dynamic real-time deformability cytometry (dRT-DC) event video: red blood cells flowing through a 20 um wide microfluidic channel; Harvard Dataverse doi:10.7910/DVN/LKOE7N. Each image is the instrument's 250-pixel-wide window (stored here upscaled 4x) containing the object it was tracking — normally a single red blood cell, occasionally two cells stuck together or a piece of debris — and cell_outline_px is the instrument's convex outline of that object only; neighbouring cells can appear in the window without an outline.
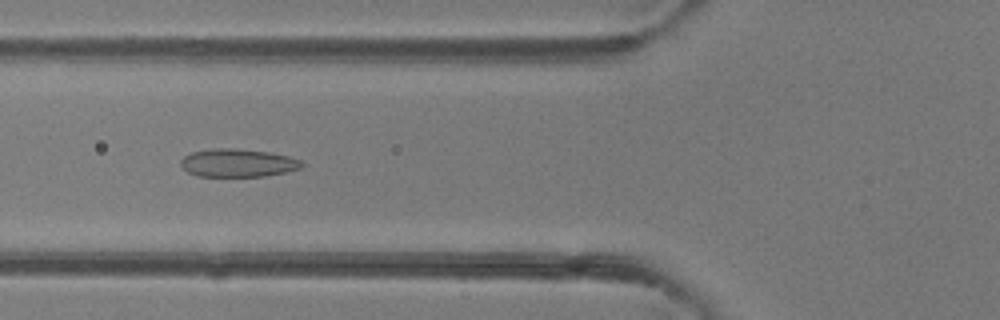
{"species": "common noctule bat (a hibernating species)", "species_latin": "Nyctalus noctula", "temperature_condition": "room temperature", "stored_images_in_passage": 42, "camera_frame_rate_fps": 3000, "um_per_image_px": 0.085, "animal": {"sex": "female"}, "frame": {"image": 1, "passage_image": 12, "time_ms": 3.667, "image_size_px": [1000, 320], "cell_outline_px": [[304, 164], [300, 168], [284, 172], [264, 176], [196, 176], [188, 172], [180, 164], [180, 160], [184, 156], [192, 152], [212, 148], [232, 148], [268, 152], [288, 156], [300, 160]], "centroid_in_image_um": [20.18, 13.84], "position_along_channel_um": 105.6, "area_um2": 19.65}}
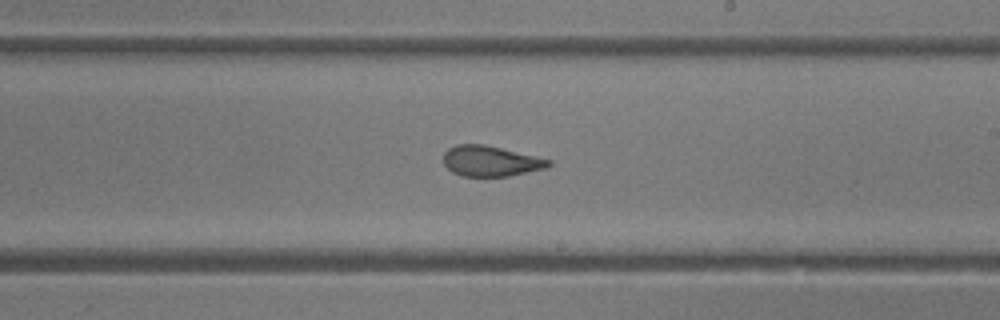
{"frame": {"image": 2, "passage_image": 22, "time_ms": 7.0, "image_size_px": [1000, 320], "cell_outline_px": [[552, 164], [544, 168], [508, 176], [460, 176], [452, 172], [444, 164], [444, 152], [448, 148], [456, 144], [484, 144], [536, 156], [552, 160]], "centroid_in_image_um": [41.68, 13.68], "position_along_channel_um": 247.3, "area_um2": 18.61}}
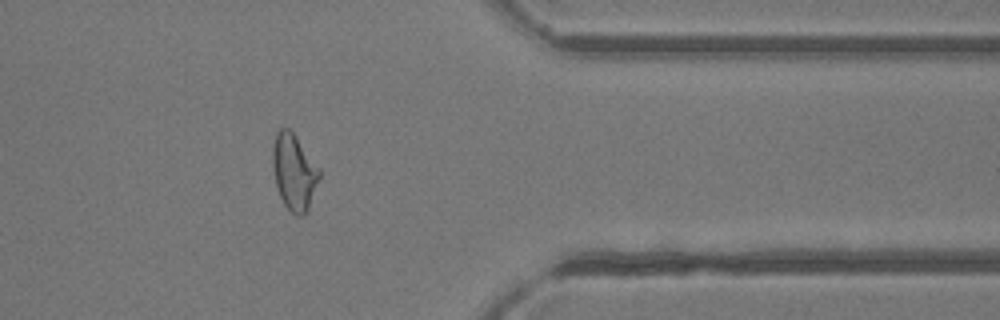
{"frame": {"image": 3, "passage_image": 33, "time_ms": 10.667, "image_size_px": [1000, 320], "cell_outline_px": [[320, 176], [308, 212], [304, 216], [296, 216], [284, 204], [280, 196], [276, 184], [272, 164], [272, 148], [276, 132], [280, 128], [288, 128], [296, 136], [320, 168]], "centroid_in_image_um": [25.0, 14.63], "position_along_channel_um": 386.4, "area_um2": 20.81}, "authors_computed_cell_mechanics": {"area_um2": 20.5768, "velocity_mm_per_s": 4.243, "shape_relaxation_time_tau1_ms": null, "shape_relaxation_time_tau2_ms": 1.5089, "deformation_change_tau1": null, "deformation_change_tau2": 0.0846}}